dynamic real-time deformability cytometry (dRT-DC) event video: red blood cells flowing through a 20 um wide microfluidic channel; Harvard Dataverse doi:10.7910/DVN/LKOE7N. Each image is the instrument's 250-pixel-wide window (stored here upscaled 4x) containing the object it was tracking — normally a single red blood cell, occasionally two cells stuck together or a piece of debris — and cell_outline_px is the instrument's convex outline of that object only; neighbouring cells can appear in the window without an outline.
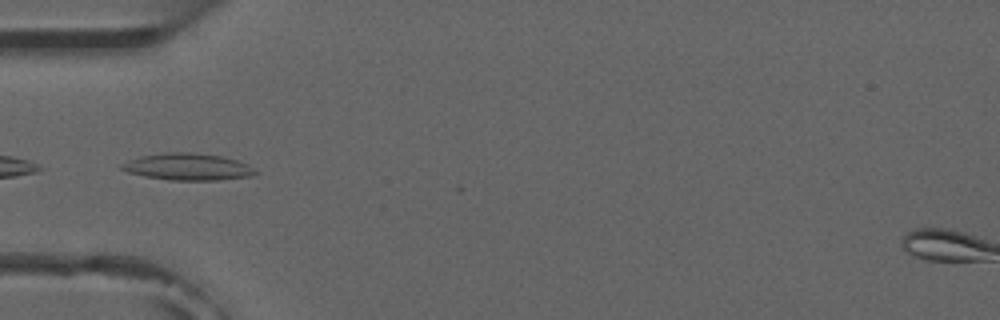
{"species": "common noctule bat (a hibernating species)", "species_latin": "Nyctalus noctula", "temperature_condition": "room temperature", "stored_images_in_passage": 5, "camera_frame_rate_fps": 3000, "um_per_image_px": 0.085, "animal": {"sex": "male", "forearm_length_mm": 52.5}, "frame": {"image": 1, "passage_image": 5, "time_ms": 4.667, "image_size_px": [1000, 320], "cell_outline_px": [[256, 172], [252, 176], [216, 180], [168, 180], [144, 176], [128, 172], [120, 168], [120, 164], [128, 160], [140, 156], [168, 152], [192, 152], [220, 156], [236, 160], [248, 164]], "centroid_in_image_um": [15.92, 14.18], "position_along_channel_um": 69.1, "area_um2": 20.81}}